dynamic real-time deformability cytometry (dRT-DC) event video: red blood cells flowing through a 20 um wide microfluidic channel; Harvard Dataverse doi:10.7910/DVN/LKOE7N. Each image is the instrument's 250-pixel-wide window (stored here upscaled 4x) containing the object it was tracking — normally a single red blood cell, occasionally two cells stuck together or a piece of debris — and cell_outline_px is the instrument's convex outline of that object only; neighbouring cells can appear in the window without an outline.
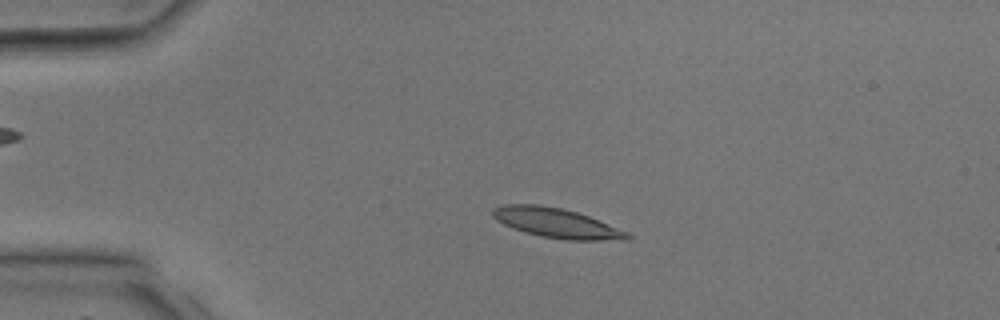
{"species": "common noctule bat (a hibernating species)", "species_latin": "Nyctalus noctula", "temperature_condition": "room temperature", "stored_images_in_passage": 39, "camera_frame_rate_fps": 3000, "um_per_image_px": 0.085, "animal": {"sex": "male", "body_mass_g": 17.9, "forearm_length_mm": 54.2}, "frame": {"image": 1, "passage_image": 9, "time_ms": 2.667, "image_size_px": [1000, 320], "cell_outline_px": [[632, 240], [568, 240], [544, 236], [524, 232], [512, 228], [496, 220], [492, 216], [492, 208], [500, 204], [540, 204], [564, 208], [588, 216], [628, 232], [632, 236]], "centroid_in_image_um": [47.28, 18.94], "position_along_channel_um": 37.7, "area_um2": 23.35}}
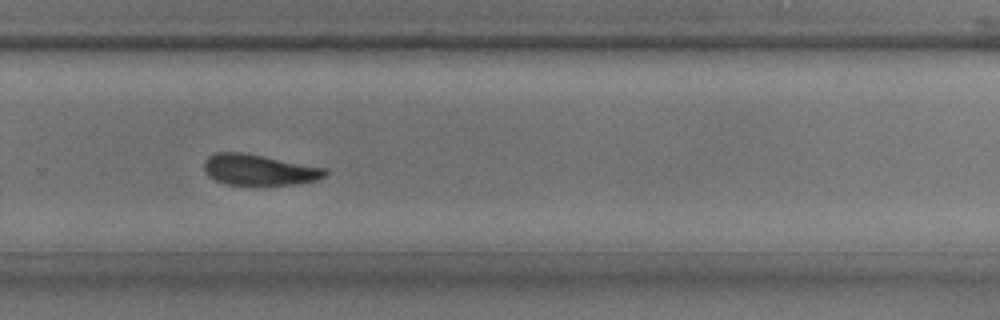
{"frame": {"image": 2, "passage_image": 27, "time_ms": 8.667, "image_size_px": [1000, 320], "cell_outline_px": [[328, 172], [324, 176], [316, 180], [300, 184], [228, 184], [216, 180], [208, 176], [204, 172], [204, 160], [208, 156], [216, 152], [240, 152], [328, 168]], "centroid_in_image_um": [22.01, 14.43], "position_along_channel_um": 307.8, "area_um2": 21.62}}
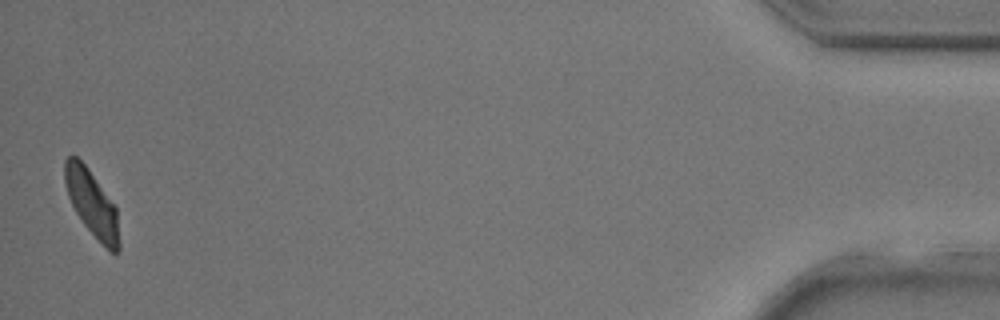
{"frame": {"image": 3, "passage_image": 39, "time_ms": 12.667, "image_size_px": [1000, 320], "cell_outline_px": [[120, 248], [116, 252], [112, 252], [84, 224], [76, 212], [68, 196], [64, 180], [64, 160], [68, 156], [76, 156], [84, 164], [116, 208], [120, 240]], "centroid_in_image_um": [7.79, 17.26], "position_along_channel_um": 427.4, "area_um2": 20.17}}